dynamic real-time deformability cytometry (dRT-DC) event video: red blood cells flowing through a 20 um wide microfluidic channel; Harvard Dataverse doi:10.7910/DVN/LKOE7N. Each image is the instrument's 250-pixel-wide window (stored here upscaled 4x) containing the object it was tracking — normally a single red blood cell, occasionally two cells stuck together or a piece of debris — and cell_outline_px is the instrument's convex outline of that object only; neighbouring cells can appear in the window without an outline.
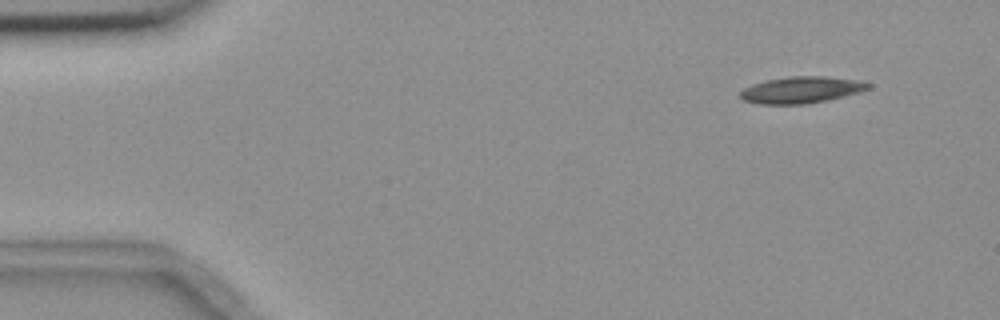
{"species": "common noctule bat (a hibernating species)", "species_latin": "Nyctalus noctula", "temperature_condition": "room temperature", "stored_images_in_passage": 6, "camera_frame_rate_fps": 3000, "um_per_image_px": 0.085, "animal": {"sex": "female", "body_mass_g": 18.4}, "frame": {"image": 1, "passage_image": 6, "time_ms": 6.0, "image_size_px": [1000, 320], "cell_outline_px": [[872, 88], [860, 92], [828, 100], [808, 104], [760, 104], [744, 100], [740, 96], [740, 92], [744, 88], [752, 84], [764, 80], [788, 76], [824, 76], [860, 80], [872, 84]], "centroid_in_image_um": [68.15, 7.63], "position_along_channel_um": 16.9, "area_um2": 20.06}}